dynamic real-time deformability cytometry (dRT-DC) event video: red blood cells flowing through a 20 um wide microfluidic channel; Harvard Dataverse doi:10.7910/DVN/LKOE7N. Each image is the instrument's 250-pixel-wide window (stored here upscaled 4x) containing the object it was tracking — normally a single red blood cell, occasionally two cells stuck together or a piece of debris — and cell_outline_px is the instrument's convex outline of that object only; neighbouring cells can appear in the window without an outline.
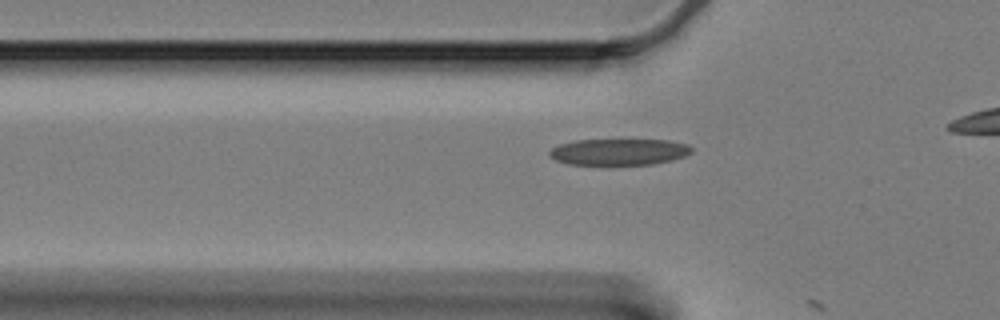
{"species": "Egyptian fruit bat (a non-hibernating species)", "species_latin": "Rousettus aegyptiacus", "temperature_condition": "cold", "stored_images_in_passage": 7, "camera_frame_rate_fps": 3000, "um_per_image_px": 0.085, "animal": {"sex": "female"}, "frame": {"image": 1, "passage_image": 6, "time_ms": 1.667, "image_size_px": [1000, 320], "cell_outline_px": [[692, 152], [684, 156], [672, 160], [652, 164], [568, 164], [556, 160], [548, 156], [548, 152], [552, 148], [560, 144], [576, 140], [668, 140], [688, 144], [692, 148]], "centroid_in_image_um": [52.61, 12.9], "position_along_channel_um": 73.2, "area_um2": 21.73}}